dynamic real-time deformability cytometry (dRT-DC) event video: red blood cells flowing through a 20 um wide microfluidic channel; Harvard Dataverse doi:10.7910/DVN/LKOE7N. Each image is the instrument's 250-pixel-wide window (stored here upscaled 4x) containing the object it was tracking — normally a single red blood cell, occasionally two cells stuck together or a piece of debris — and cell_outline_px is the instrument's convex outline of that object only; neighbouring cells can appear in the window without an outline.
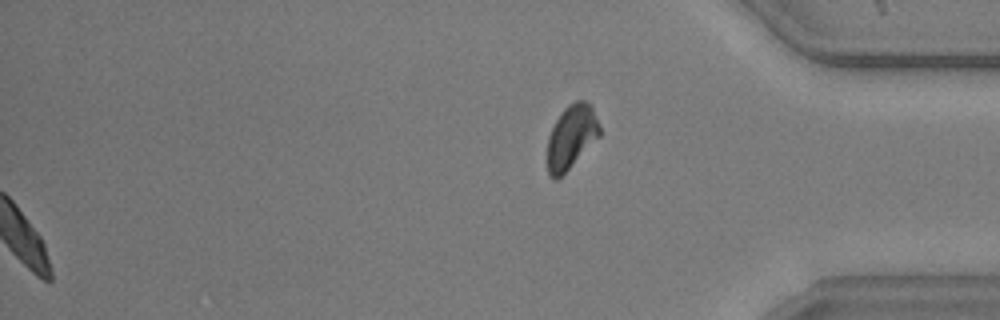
{"species": "common noctule bat (a hibernating species)", "species_latin": "Nyctalus noctula", "temperature_condition": "warm", "stored_images_in_passage": 46, "segment_of_instrument_passage": [2, 2], "camera_frame_rate_fps": 3000, "um_per_image_px": 0.085, "animal": {"sex": "male", "body_mass_g": 20.5, "forearm_length_mm": 52.5}, "frame": {"image": 1, "passage_image": 46, "time_ms": 15.0, "image_size_px": [1000, 320], "cell_outline_px": [[600, 136], [556, 180], [552, 180], [548, 172], [548, 136], [556, 120], [564, 108], [568, 104], [576, 100], [584, 100], [592, 104], [600, 128]], "centroid_in_image_um": [48.57, 11.59], "position_along_channel_um": 386.6, "area_um2": 19.19}}